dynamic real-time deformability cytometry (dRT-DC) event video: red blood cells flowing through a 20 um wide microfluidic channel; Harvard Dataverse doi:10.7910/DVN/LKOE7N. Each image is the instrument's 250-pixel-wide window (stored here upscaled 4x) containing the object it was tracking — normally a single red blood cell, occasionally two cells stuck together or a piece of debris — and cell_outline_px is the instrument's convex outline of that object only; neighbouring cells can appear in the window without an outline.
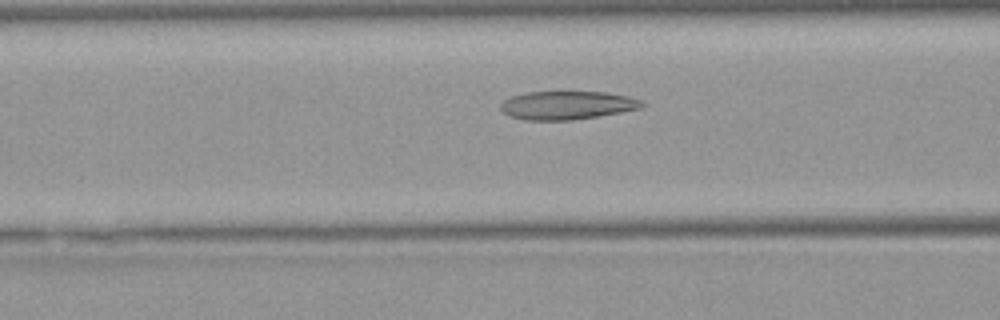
{"species": "Egyptian fruit bat (a non-hibernating species)", "species_latin": "Rousettus aegyptiacus", "temperature_condition": "warm", "stored_images_in_passage": 44, "camera_frame_rate_fps": 3000, "um_per_image_px": 0.085, "animal": {"sex": "female"}, "frame": {"image": 1, "passage_image": 13, "time_ms": 4.0, "image_size_px": [1000, 320], "cell_outline_px": [[644, 104], [640, 108], [620, 112], [572, 120], [524, 120], [512, 116], [504, 112], [500, 108], [500, 104], [504, 100], [512, 96], [524, 92], [608, 92], [628, 96], [640, 100]], "centroid_in_image_um": [48.18, 8.94], "position_along_channel_um": 118.4, "area_um2": 23.18}}
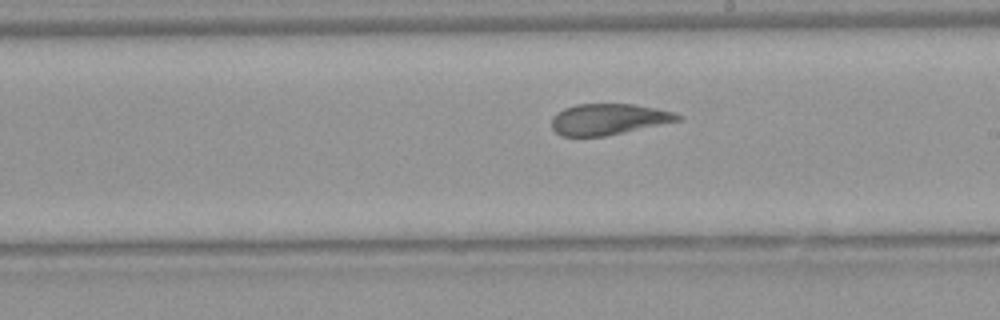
{"frame": {"image": 2, "passage_image": 22, "time_ms": 7.0, "image_size_px": [1000, 320], "cell_outline_px": [[680, 120], [608, 136], [560, 136], [552, 128], [552, 116], [556, 112], [564, 108], [576, 104], [632, 104], [656, 108], [676, 112], [680, 116]], "centroid_in_image_um": [51.69, 10.13], "position_along_channel_um": 237.3, "area_um2": 22.89}}
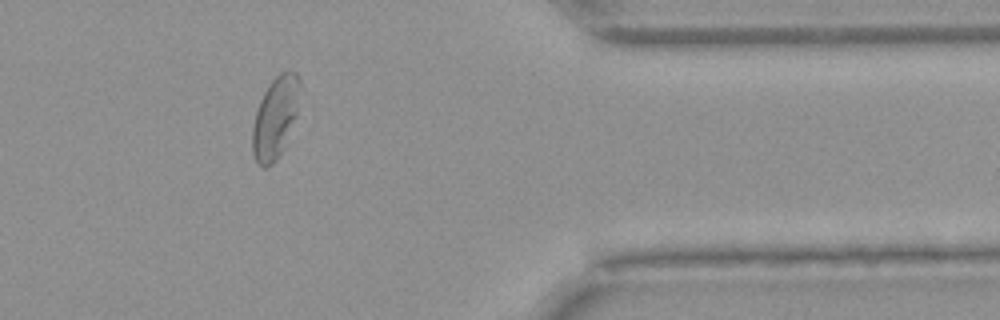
{"frame": {"image": 3, "passage_image": 35, "time_ms": 11.333, "image_size_px": [1000, 320], "cell_outline_px": [[300, 84], [296, 116], [280, 152], [276, 160], [272, 164], [264, 168], [256, 164], [252, 152], [252, 128], [256, 112], [260, 100], [268, 84], [284, 68], [292, 68], [296, 72], [300, 80]], "centroid_in_image_um": [23.38, 9.94], "position_along_channel_um": 388.0, "area_um2": 22.54}, "authors_computed_cell_mechanics": {"area_um2": 24.2182, "velocity_mm_per_s": 3.9821, "shape_relaxation_time_tau1_ms": null, "shape_relaxation_time_tau2_ms": 1.9078, "deformation_change_tau1": null, "deformation_change_tau2": 0.0999}}